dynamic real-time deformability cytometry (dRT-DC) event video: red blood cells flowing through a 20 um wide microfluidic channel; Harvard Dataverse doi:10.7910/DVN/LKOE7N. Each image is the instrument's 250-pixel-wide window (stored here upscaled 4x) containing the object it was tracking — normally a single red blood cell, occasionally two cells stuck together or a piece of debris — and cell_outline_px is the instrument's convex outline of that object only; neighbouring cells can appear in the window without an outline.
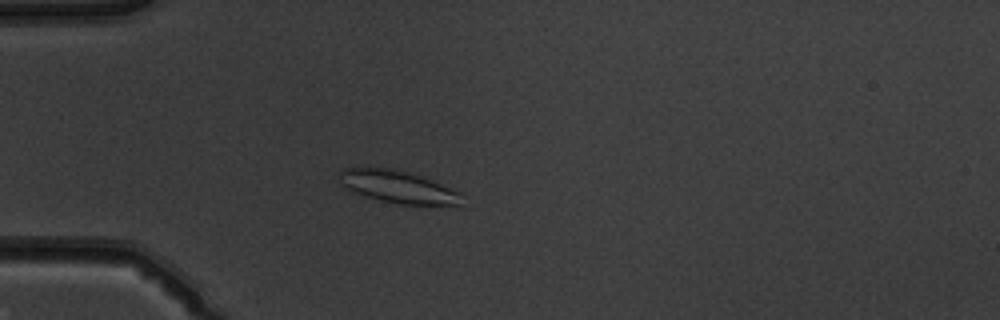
{"species": "common noctule bat (a hibernating species)", "species_latin": "Nyctalus noctula", "temperature_condition": "warm", "stored_images_in_passage": 39, "camera_frame_rate_fps": 3000, "um_per_image_px": 0.085, "animal": {"sex": "male", "body_mass_g": 19.5, "forearm_length_mm": 54.6}, "frame": {"image": 1, "passage_image": 2, "time_ms": 0.333, "image_size_px": [1000, 320], "cell_outline_px": [[460, 204], [400, 204], [380, 200], [352, 192], [340, 184], [336, 172], [340, 168], [388, 168], [420, 176], [460, 192]], "centroid_in_image_um": [33.68, 15.86], "position_along_channel_um": 51.3, "area_um2": 22.6}}
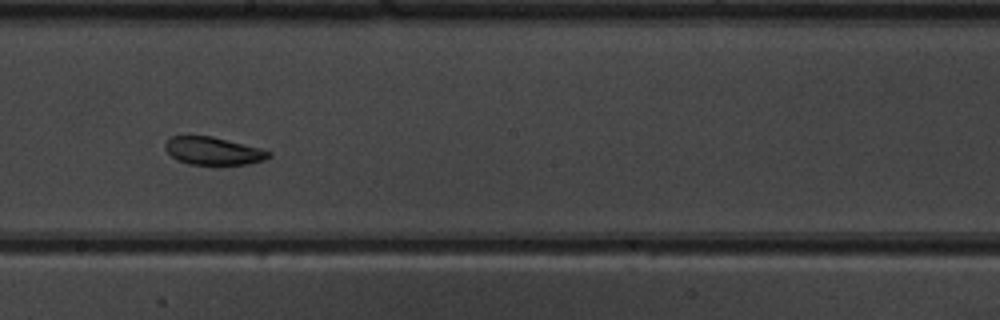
{"frame": {"image": 2, "passage_image": 17, "time_ms": 5.333, "image_size_px": [1000, 320], "cell_outline_px": [[272, 156], [264, 160], [248, 164], [188, 164], [176, 160], [164, 148], [164, 144], [172, 136], [212, 136], [260, 148], [272, 152]], "centroid_in_image_um": [18.13, 12.83], "position_along_channel_um": 230.1, "area_um2": 16.7}}
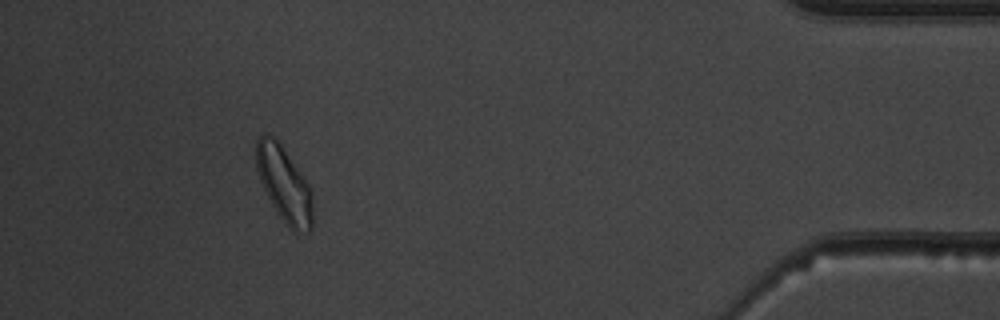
{"frame": {"image": 3, "passage_image": 35, "time_ms": 11.333, "image_size_px": [1000, 320], "cell_outline_px": [[312, 228], [308, 232], [292, 232], [276, 212], [260, 180], [256, 168], [256, 140], [264, 132], [268, 132], [280, 144], [308, 184], [312, 192]], "centroid_in_image_um": [24.14, 15.68], "position_along_channel_um": 411.1, "area_um2": 24.57}, "authors_computed_cell_mechanics": {"area_um2": 18.496, "velocity_mm_per_s": 3.8866, "shape_relaxation_time_tau1_ms": null, "shape_relaxation_time_tau2_ms": 1.7778, "deformation_change_tau1": null, "deformation_change_tau2": 0.0697}}